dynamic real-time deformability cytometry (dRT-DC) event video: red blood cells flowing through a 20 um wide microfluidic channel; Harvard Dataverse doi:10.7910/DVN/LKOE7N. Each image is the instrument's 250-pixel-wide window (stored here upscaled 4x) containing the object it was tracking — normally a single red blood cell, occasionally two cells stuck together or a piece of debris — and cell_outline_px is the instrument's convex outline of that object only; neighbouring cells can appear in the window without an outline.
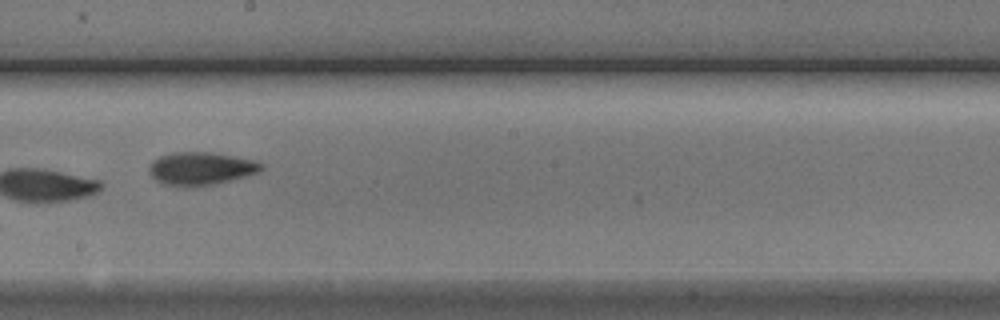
{"species": "Egyptian fruit bat (a non-hibernating species)", "species_latin": "Rousettus aegyptiacus", "temperature_condition": "cold", "stored_images_in_passage": 10, "camera_frame_rate_fps": 3000, "um_per_image_px": 0.085, "animal": {"sex": "male"}, "frame": {"image": 1, "passage_image": 9, "time_ms": 10.333, "image_size_px": [1000, 320], "cell_outline_px": [[264, 168], [260, 172], [216, 184], [188, 188], [184, 188], [164, 184], [156, 180], [148, 172], [148, 164], [152, 160], [160, 156], [172, 152], [212, 152], [256, 160], [264, 164]], "centroid_in_image_um": [17.06, 14.33], "position_along_channel_um": 231.1, "area_um2": 22.08}}
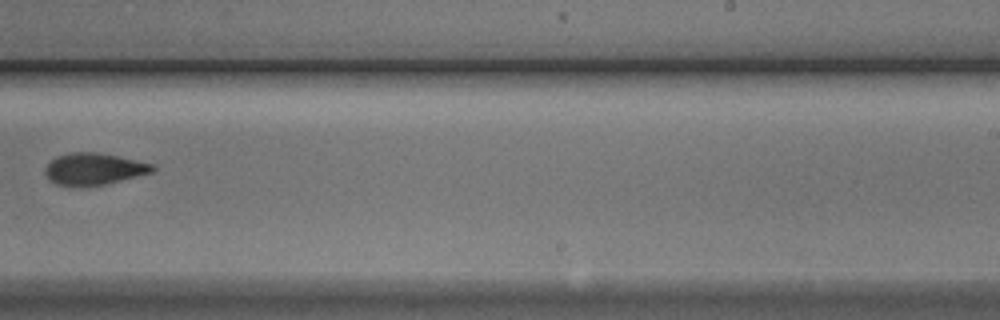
{"frame": {"image": 2, "passage_image": 10, "time_ms": 11.667, "image_size_px": [1000, 320], "cell_outline_px": [[156, 168], [152, 172], [104, 184], [56, 184], [48, 180], [44, 172], [44, 168], [56, 156], [72, 152], [96, 152], [116, 156], [152, 164]], "centroid_in_image_um": [7.94, 14.33], "position_along_channel_um": 281.1, "area_um2": 19.19}}